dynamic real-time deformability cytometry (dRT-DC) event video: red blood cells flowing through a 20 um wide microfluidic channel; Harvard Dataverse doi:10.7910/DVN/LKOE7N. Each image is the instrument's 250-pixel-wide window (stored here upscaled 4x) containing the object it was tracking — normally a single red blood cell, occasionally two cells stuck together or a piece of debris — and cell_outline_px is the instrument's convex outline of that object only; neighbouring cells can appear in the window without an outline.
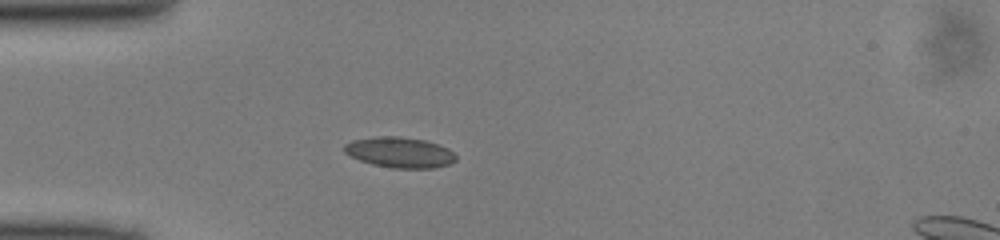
{"species": "common noctule bat (a hibernating species)", "species_latin": "Nyctalus noctula", "temperature_condition": "cold", "stored_images_in_passage": 40, "camera_frame_rate_fps": 3000, "um_per_image_px": 0.085, "animal": {"sex": "male", "body_mass_g": 13.0, "forearm_length_mm": 53.1}, "frame": {"image": 1, "passage_image": 8, "time_ms": 2.333, "image_size_px": [1000, 240], "cell_outline_px": [[456, 160], [448, 164], [436, 168], [392, 168], [372, 164], [360, 160], [344, 152], [344, 144], [352, 140], [376, 136], [400, 136], [424, 140], [448, 148], [456, 156]], "centroid_in_image_um": [33.96, 12.95], "position_along_channel_um": 51.0, "area_um2": 19.83}}
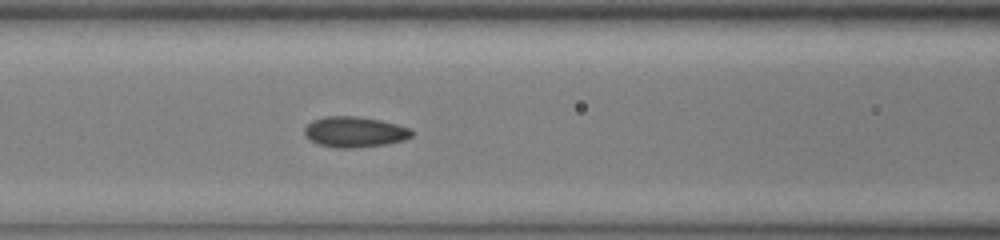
{"frame": {"image": 2, "passage_image": 15, "time_ms": 4.667, "image_size_px": [1000, 240], "cell_outline_px": [[416, 132], [412, 136], [404, 140], [388, 144], [352, 148], [336, 148], [316, 144], [308, 140], [304, 136], [304, 128], [312, 120], [328, 116], [356, 116], [380, 120], [412, 128]], "centroid_in_image_um": [30.15, 11.22], "position_along_channel_um": 136.5, "area_um2": 19.48}}
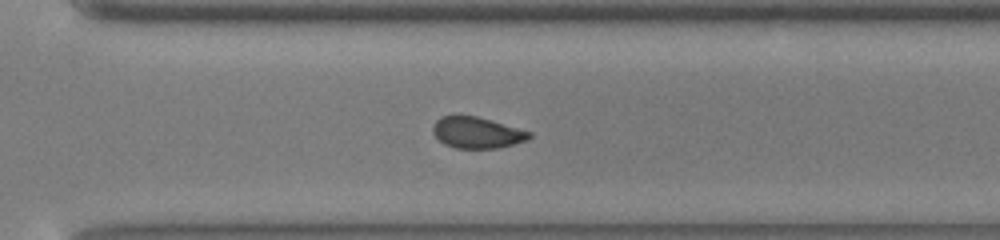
{"frame": {"image": 3, "passage_image": 29, "time_ms": 9.333, "image_size_px": [1000, 240], "cell_outline_px": [[532, 136], [528, 140], [496, 148], [456, 148], [444, 144], [432, 132], [432, 124], [440, 116], [476, 116], [532, 132]], "centroid_in_image_um": [40.52, 11.27], "position_along_channel_um": 330.1, "area_um2": 17.4}}